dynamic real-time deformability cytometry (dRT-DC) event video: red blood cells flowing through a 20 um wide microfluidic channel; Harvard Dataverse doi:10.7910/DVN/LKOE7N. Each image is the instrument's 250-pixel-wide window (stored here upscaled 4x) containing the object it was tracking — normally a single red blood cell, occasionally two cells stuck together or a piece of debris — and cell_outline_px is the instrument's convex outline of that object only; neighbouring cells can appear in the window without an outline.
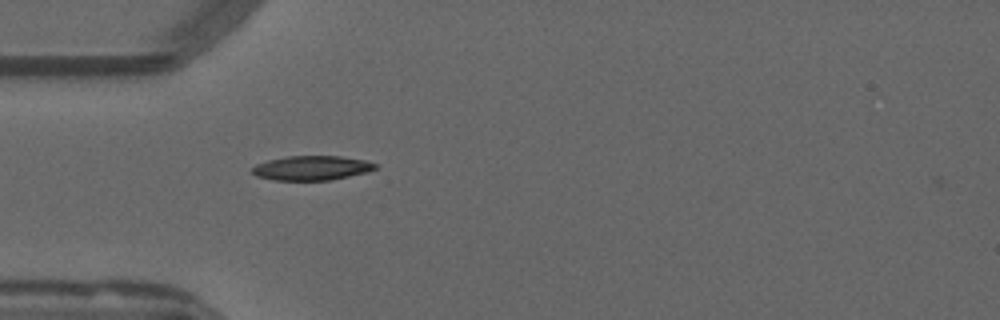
{"species": "common noctule bat (a hibernating species)", "species_latin": "Nyctalus noctula", "temperature_condition": "warm", "stored_images_in_passage": 34, "camera_frame_rate_fps": 3000, "um_per_image_px": 0.085, "animal": {"sex": "male", "forearm_length_mm": 52.5}, "frame": {"image": 1, "passage_image": 2, "time_ms": 0.333, "image_size_px": [1000, 320], "cell_outline_px": [[376, 168], [368, 172], [328, 180], [276, 180], [256, 176], [252, 172], [252, 168], [256, 164], [268, 160], [288, 156], [340, 156], [364, 160], [376, 164]], "centroid_in_image_um": [26.48, 14.27], "position_along_channel_um": 58.5, "area_um2": 17.34}}
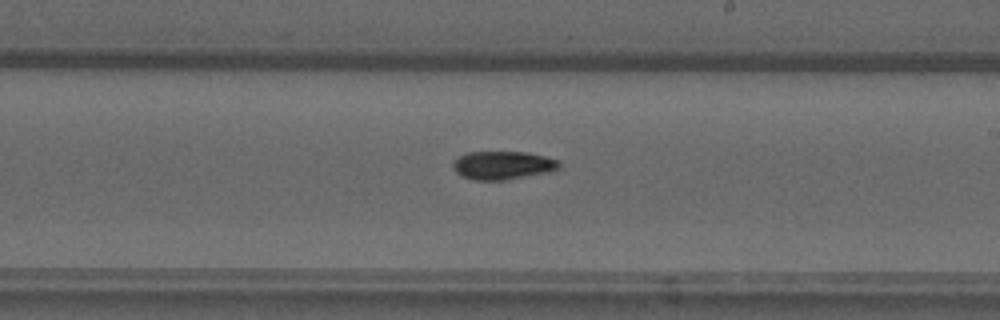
{"frame": {"image": 2, "passage_image": 17, "time_ms": 5.333, "image_size_px": [1000, 320], "cell_outline_px": [[560, 168], [552, 172], [504, 180], [472, 180], [460, 176], [452, 168], [452, 164], [460, 156], [468, 152], [528, 152], [560, 160]], "centroid_in_image_um": [42.76, 14.06], "position_along_channel_um": 246.2, "area_um2": 17.74}}
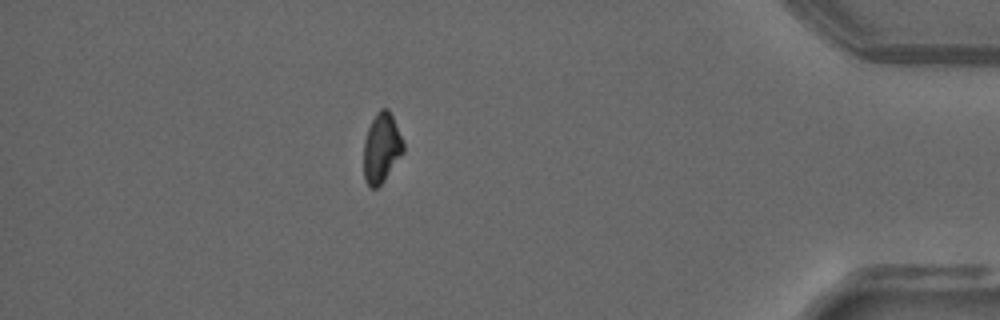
{"frame": {"image": 3, "passage_image": 33, "time_ms": 10.667, "image_size_px": [1000, 320], "cell_outline_px": [[404, 152], [384, 180], [376, 188], [372, 188], [364, 180], [364, 140], [368, 128], [376, 112], [380, 108], [388, 108], [392, 116], [404, 144]], "centroid_in_image_um": [32.42, 12.57], "position_along_channel_um": 402.8, "area_um2": 15.95}}